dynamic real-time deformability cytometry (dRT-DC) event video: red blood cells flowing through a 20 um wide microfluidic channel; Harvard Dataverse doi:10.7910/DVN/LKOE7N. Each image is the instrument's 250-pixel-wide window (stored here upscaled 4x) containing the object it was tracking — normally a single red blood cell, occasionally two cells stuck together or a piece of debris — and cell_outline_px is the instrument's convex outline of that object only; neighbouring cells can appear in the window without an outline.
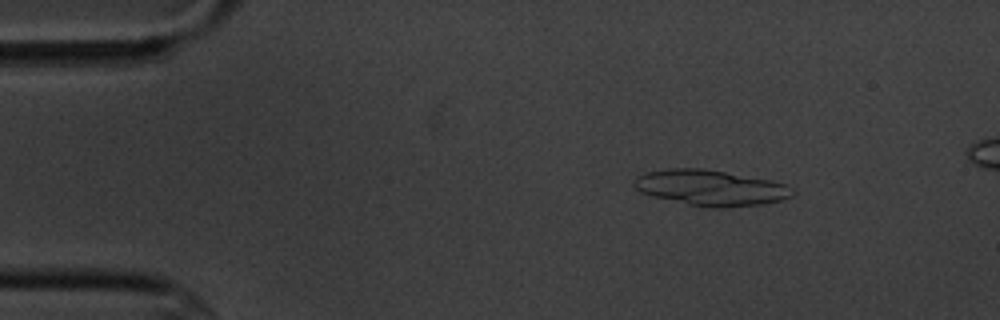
{"species": "common noctule bat (a hibernating species)", "species_latin": "Nyctalus noctula", "temperature_condition": "cold", "stored_images_in_passage": 13, "segment_of_instrument_passage": [1, 2], "camera_frame_rate_fps": 3000, "um_per_image_px": 0.085, "animal": {"sex": "male", "body_mass_g": 20.1, "forearm_length_mm": 53.5}, "frame": {"image": 1, "passage_image": 3, "time_ms": 2.333, "image_size_px": [1000, 320], "cell_outline_px": [[796, 192], [792, 196], [780, 200], [764, 204], [724, 208], [712, 208], [688, 204], [652, 196], [640, 192], [632, 184], [632, 180], [648, 172], [668, 168], [704, 168], [772, 180], [784, 184], [792, 188]], "centroid_in_image_um": [60.42, 15.96], "position_along_channel_um": 24.6, "area_um2": 33.0}}